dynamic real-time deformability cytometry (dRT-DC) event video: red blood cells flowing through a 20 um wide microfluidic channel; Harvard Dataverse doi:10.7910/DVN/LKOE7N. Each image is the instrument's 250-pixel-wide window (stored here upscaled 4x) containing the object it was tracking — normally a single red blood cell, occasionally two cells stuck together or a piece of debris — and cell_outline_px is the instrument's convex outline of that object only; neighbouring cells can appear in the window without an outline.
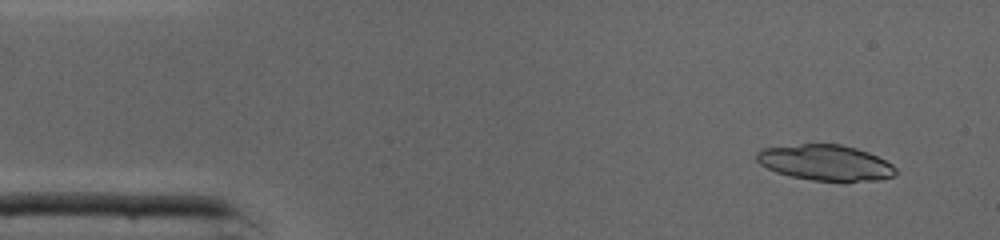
{"species": "common noctule bat (a hibernating species)", "species_latin": "Nyctalus noctula", "temperature_condition": "cold", "stored_images_in_passage": 44, "camera_frame_rate_fps": 3000, "um_per_image_px": 0.085, "animal": {"sex": "male", "body_mass_g": 19.0, "forearm_length_mm": 50.8}, "frame": {"image": 1, "passage_image": 2, "time_ms": 0.333, "image_size_px": [1000, 240], "cell_outline_px": [[896, 176], [880, 180], [844, 184], [812, 180], [792, 176], [776, 172], [760, 164], [756, 160], [756, 152], [760, 148], [800, 144], [840, 144], [856, 148], [868, 152], [892, 164], [896, 168]], "centroid_in_image_um": [70.2, 13.86], "position_along_channel_um": 14.8, "area_um2": 29.71}}